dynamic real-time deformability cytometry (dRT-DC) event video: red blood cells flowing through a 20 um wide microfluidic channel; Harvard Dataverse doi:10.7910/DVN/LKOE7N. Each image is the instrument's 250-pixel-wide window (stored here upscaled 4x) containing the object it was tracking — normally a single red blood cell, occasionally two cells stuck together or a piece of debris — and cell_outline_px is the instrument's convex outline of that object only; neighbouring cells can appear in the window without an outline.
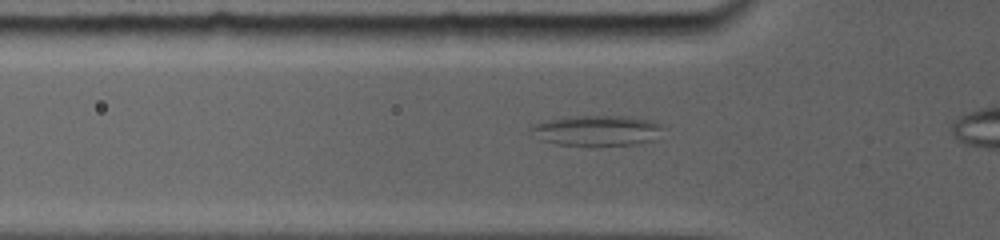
{"species": "common noctule bat (a hibernating species)", "species_latin": "Nyctalus noctula", "temperature_condition": "room temperature", "stored_images_in_passage": 25, "camera_frame_rate_fps": 5000, "um_per_image_px": 0.085, "animal": {"sex": "female", "body_mass_g": 19.0, "forearm_length_mm": 56.7}, "frame": {"image": 1, "passage_image": 4, "time_ms": 1.6, "image_size_px": [1000, 240], "cell_outline_px": [[656, 128], [644, 140], [632, 144], [560, 144], [548, 140], [532, 128], [536, 124], [552, 120], [576, 116], [620, 116], [644, 120], [656, 124]], "centroid_in_image_um": [50.63, 11.06], "position_along_channel_um": 75.2, "area_um2": 20.52}}
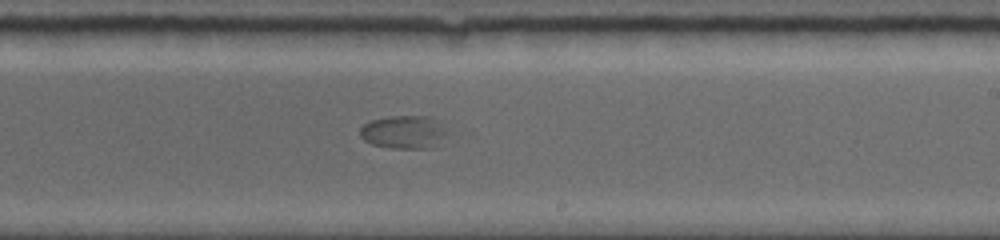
{"frame": {"image": 2, "passage_image": 13, "time_ms": 6.4, "image_size_px": [1000, 240], "cell_outline_px": [[444, 136], [432, 148], [392, 148], [372, 144], [364, 140], [360, 136], [360, 128], [364, 124], [372, 120], [388, 116], [432, 116], [444, 128]], "centroid_in_image_um": [34.27, 11.22], "position_along_channel_um": 254.7, "area_um2": 16.59}}
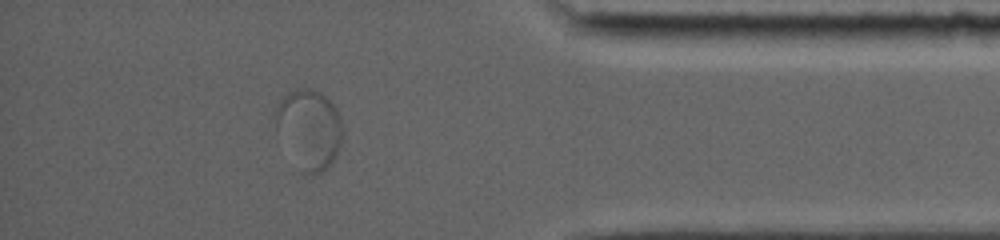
{"frame": {"image": 3, "passage_image": 22, "time_ms": 11.0, "image_size_px": [1000, 240], "cell_outline_px": [[344, 132], [336, 156], [332, 164], [320, 172], [312, 176], [300, 172], [276, 136], [276, 108], [280, 100], [288, 92], [300, 88], [308, 88], [320, 92], [336, 108], [340, 116]], "centroid_in_image_um": [26.26, 11.02], "position_along_channel_um": 408.9, "area_um2": 31.73}}